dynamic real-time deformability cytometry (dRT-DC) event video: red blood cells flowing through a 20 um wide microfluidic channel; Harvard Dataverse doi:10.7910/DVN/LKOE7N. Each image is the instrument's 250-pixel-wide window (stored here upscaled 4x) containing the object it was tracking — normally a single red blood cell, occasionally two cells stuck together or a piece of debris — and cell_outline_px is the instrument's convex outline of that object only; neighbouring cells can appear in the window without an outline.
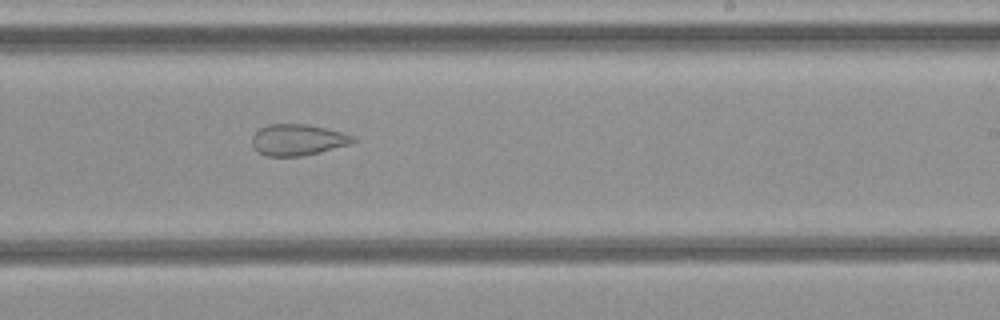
{"species": "common noctule bat (a hibernating species)", "species_latin": "Nyctalus noctula", "temperature_condition": "cold", "stored_images_in_passage": 33, "camera_frame_rate_fps": 3000, "um_per_image_px": 0.085, "animal": {"sex": "female", "body_mass_g": 21.9}, "frame": {"image": 1, "passage_image": 19, "time_ms": 6.0, "image_size_px": [1000, 320], "cell_outline_px": [[356, 140], [352, 144], [300, 156], [268, 156], [252, 148], [252, 136], [260, 128], [268, 124], [308, 124], [356, 136]], "centroid_in_image_um": [25.3, 11.88], "position_along_channel_um": 263.7, "area_um2": 18.26}}